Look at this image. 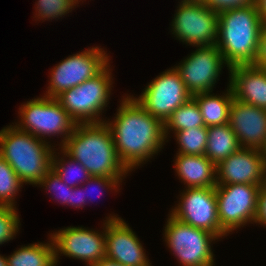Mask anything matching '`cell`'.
Listing matches in <instances>:
<instances>
[{
    "mask_svg": "<svg viewBox=\"0 0 266 266\" xmlns=\"http://www.w3.org/2000/svg\"><path fill=\"white\" fill-rule=\"evenodd\" d=\"M228 71L234 99L266 109V69L248 64L229 67Z\"/></svg>",
    "mask_w": 266,
    "mask_h": 266,
    "instance_id": "cell-18",
    "label": "cell"
},
{
    "mask_svg": "<svg viewBox=\"0 0 266 266\" xmlns=\"http://www.w3.org/2000/svg\"><path fill=\"white\" fill-rule=\"evenodd\" d=\"M93 266H126V265H123V264H121L117 261H114L112 259H109L107 257H103L101 260H99Z\"/></svg>",
    "mask_w": 266,
    "mask_h": 266,
    "instance_id": "cell-36",
    "label": "cell"
},
{
    "mask_svg": "<svg viewBox=\"0 0 266 266\" xmlns=\"http://www.w3.org/2000/svg\"><path fill=\"white\" fill-rule=\"evenodd\" d=\"M240 148L237 136L228 123L208 127V141L204 155L215 165H218Z\"/></svg>",
    "mask_w": 266,
    "mask_h": 266,
    "instance_id": "cell-21",
    "label": "cell"
},
{
    "mask_svg": "<svg viewBox=\"0 0 266 266\" xmlns=\"http://www.w3.org/2000/svg\"><path fill=\"white\" fill-rule=\"evenodd\" d=\"M255 65L266 69V24H263L261 28L260 49Z\"/></svg>",
    "mask_w": 266,
    "mask_h": 266,
    "instance_id": "cell-33",
    "label": "cell"
},
{
    "mask_svg": "<svg viewBox=\"0 0 266 266\" xmlns=\"http://www.w3.org/2000/svg\"><path fill=\"white\" fill-rule=\"evenodd\" d=\"M211 93L213 92L200 93L192 97L200 108L206 127L224 125L228 123L229 110L234 98L232 89L228 85L226 91L221 96Z\"/></svg>",
    "mask_w": 266,
    "mask_h": 266,
    "instance_id": "cell-20",
    "label": "cell"
},
{
    "mask_svg": "<svg viewBox=\"0 0 266 266\" xmlns=\"http://www.w3.org/2000/svg\"><path fill=\"white\" fill-rule=\"evenodd\" d=\"M21 187L18 175L0 155V206L16 207L15 198Z\"/></svg>",
    "mask_w": 266,
    "mask_h": 266,
    "instance_id": "cell-26",
    "label": "cell"
},
{
    "mask_svg": "<svg viewBox=\"0 0 266 266\" xmlns=\"http://www.w3.org/2000/svg\"><path fill=\"white\" fill-rule=\"evenodd\" d=\"M103 231L81 227H66L51 233L55 248V262H59V255L82 260L86 266H93L105 257V223Z\"/></svg>",
    "mask_w": 266,
    "mask_h": 266,
    "instance_id": "cell-14",
    "label": "cell"
},
{
    "mask_svg": "<svg viewBox=\"0 0 266 266\" xmlns=\"http://www.w3.org/2000/svg\"><path fill=\"white\" fill-rule=\"evenodd\" d=\"M263 186L266 188V168H265V176H264V183Z\"/></svg>",
    "mask_w": 266,
    "mask_h": 266,
    "instance_id": "cell-39",
    "label": "cell"
},
{
    "mask_svg": "<svg viewBox=\"0 0 266 266\" xmlns=\"http://www.w3.org/2000/svg\"><path fill=\"white\" fill-rule=\"evenodd\" d=\"M124 178H108V177H95V176H91L83 185H81L83 187V196H84V205L87 203L86 202V199H89L90 201H92L91 197L90 198H86L84 195L85 192L89 187L90 185L92 187H94V190L97 189V187H99L98 189H106V190H115L116 192H118L120 189V184L122 183V180ZM85 185H88L87 187H85ZM96 186V188H95ZM87 188V189H86ZM93 189V188H92ZM89 190L86 191V193H89L88 192ZM101 191V190H100ZM103 191H101L98 196H102V193ZM91 193V192H90ZM88 197V196H87ZM93 202V201H92Z\"/></svg>",
    "mask_w": 266,
    "mask_h": 266,
    "instance_id": "cell-30",
    "label": "cell"
},
{
    "mask_svg": "<svg viewBox=\"0 0 266 266\" xmlns=\"http://www.w3.org/2000/svg\"><path fill=\"white\" fill-rule=\"evenodd\" d=\"M228 125L236 134L241 148L260 150L266 138V109L233 98Z\"/></svg>",
    "mask_w": 266,
    "mask_h": 266,
    "instance_id": "cell-17",
    "label": "cell"
},
{
    "mask_svg": "<svg viewBox=\"0 0 266 266\" xmlns=\"http://www.w3.org/2000/svg\"><path fill=\"white\" fill-rule=\"evenodd\" d=\"M122 99L114 119L105 123L111 130L117 156L130 173L158 155L168 140L160 119L148 113L133 95Z\"/></svg>",
    "mask_w": 266,
    "mask_h": 266,
    "instance_id": "cell-1",
    "label": "cell"
},
{
    "mask_svg": "<svg viewBox=\"0 0 266 266\" xmlns=\"http://www.w3.org/2000/svg\"><path fill=\"white\" fill-rule=\"evenodd\" d=\"M262 25L254 3L219 12L216 46L228 67L256 63Z\"/></svg>",
    "mask_w": 266,
    "mask_h": 266,
    "instance_id": "cell-3",
    "label": "cell"
},
{
    "mask_svg": "<svg viewBox=\"0 0 266 266\" xmlns=\"http://www.w3.org/2000/svg\"><path fill=\"white\" fill-rule=\"evenodd\" d=\"M108 64L99 74L83 83L63 91L56 97L62 108L76 124L101 123L113 87L112 68ZM110 68V69H109Z\"/></svg>",
    "mask_w": 266,
    "mask_h": 266,
    "instance_id": "cell-5",
    "label": "cell"
},
{
    "mask_svg": "<svg viewBox=\"0 0 266 266\" xmlns=\"http://www.w3.org/2000/svg\"><path fill=\"white\" fill-rule=\"evenodd\" d=\"M203 117L196 100L191 97L183 105L178 107L164 123V134L166 140L173 133L195 127H204ZM170 130V131H169Z\"/></svg>",
    "mask_w": 266,
    "mask_h": 266,
    "instance_id": "cell-23",
    "label": "cell"
},
{
    "mask_svg": "<svg viewBox=\"0 0 266 266\" xmlns=\"http://www.w3.org/2000/svg\"><path fill=\"white\" fill-rule=\"evenodd\" d=\"M98 46L68 56L50 71V82L44 96L56 98L87 79L99 74L110 62V55Z\"/></svg>",
    "mask_w": 266,
    "mask_h": 266,
    "instance_id": "cell-9",
    "label": "cell"
},
{
    "mask_svg": "<svg viewBox=\"0 0 266 266\" xmlns=\"http://www.w3.org/2000/svg\"><path fill=\"white\" fill-rule=\"evenodd\" d=\"M260 152L262 153V157L266 163V138L263 146L260 148Z\"/></svg>",
    "mask_w": 266,
    "mask_h": 266,
    "instance_id": "cell-37",
    "label": "cell"
},
{
    "mask_svg": "<svg viewBox=\"0 0 266 266\" xmlns=\"http://www.w3.org/2000/svg\"><path fill=\"white\" fill-rule=\"evenodd\" d=\"M225 64V65H224ZM223 66L226 65L216 45L197 46L175 69L179 72L188 92L193 96L212 92Z\"/></svg>",
    "mask_w": 266,
    "mask_h": 266,
    "instance_id": "cell-13",
    "label": "cell"
},
{
    "mask_svg": "<svg viewBox=\"0 0 266 266\" xmlns=\"http://www.w3.org/2000/svg\"><path fill=\"white\" fill-rule=\"evenodd\" d=\"M143 90L139 97L133 98L163 123L192 97L175 67L160 73Z\"/></svg>",
    "mask_w": 266,
    "mask_h": 266,
    "instance_id": "cell-11",
    "label": "cell"
},
{
    "mask_svg": "<svg viewBox=\"0 0 266 266\" xmlns=\"http://www.w3.org/2000/svg\"><path fill=\"white\" fill-rule=\"evenodd\" d=\"M20 121L15 127L47 142L48 137L59 136L60 147L66 142L76 127V122L62 108L56 98L41 96L30 99L19 106Z\"/></svg>",
    "mask_w": 266,
    "mask_h": 266,
    "instance_id": "cell-6",
    "label": "cell"
},
{
    "mask_svg": "<svg viewBox=\"0 0 266 266\" xmlns=\"http://www.w3.org/2000/svg\"><path fill=\"white\" fill-rule=\"evenodd\" d=\"M170 215L195 228L204 229L219 239L228 234L221 228L215 187L186 188Z\"/></svg>",
    "mask_w": 266,
    "mask_h": 266,
    "instance_id": "cell-12",
    "label": "cell"
},
{
    "mask_svg": "<svg viewBox=\"0 0 266 266\" xmlns=\"http://www.w3.org/2000/svg\"><path fill=\"white\" fill-rule=\"evenodd\" d=\"M266 228V188L262 185L258 194L255 222Z\"/></svg>",
    "mask_w": 266,
    "mask_h": 266,
    "instance_id": "cell-32",
    "label": "cell"
},
{
    "mask_svg": "<svg viewBox=\"0 0 266 266\" xmlns=\"http://www.w3.org/2000/svg\"><path fill=\"white\" fill-rule=\"evenodd\" d=\"M171 22V32L188 46L216 45L219 12L201 0H180Z\"/></svg>",
    "mask_w": 266,
    "mask_h": 266,
    "instance_id": "cell-8",
    "label": "cell"
},
{
    "mask_svg": "<svg viewBox=\"0 0 266 266\" xmlns=\"http://www.w3.org/2000/svg\"><path fill=\"white\" fill-rule=\"evenodd\" d=\"M266 163L259 149L240 148L216 165L217 185H263Z\"/></svg>",
    "mask_w": 266,
    "mask_h": 266,
    "instance_id": "cell-16",
    "label": "cell"
},
{
    "mask_svg": "<svg viewBox=\"0 0 266 266\" xmlns=\"http://www.w3.org/2000/svg\"><path fill=\"white\" fill-rule=\"evenodd\" d=\"M179 149L176 154L204 155L208 141V127H195L174 133Z\"/></svg>",
    "mask_w": 266,
    "mask_h": 266,
    "instance_id": "cell-25",
    "label": "cell"
},
{
    "mask_svg": "<svg viewBox=\"0 0 266 266\" xmlns=\"http://www.w3.org/2000/svg\"><path fill=\"white\" fill-rule=\"evenodd\" d=\"M205 5L221 12L227 9H233L236 7H244L254 3V0H201Z\"/></svg>",
    "mask_w": 266,
    "mask_h": 266,
    "instance_id": "cell-31",
    "label": "cell"
},
{
    "mask_svg": "<svg viewBox=\"0 0 266 266\" xmlns=\"http://www.w3.org/2000/svg\"><path fill=\"white\" fill-rule=\"evenodd\" d=\"M21 226L16 207L0 206V245L15 238Z\"/></svg>",
    "mask_w": 266,
    "mask_h": 266,
    "instance_id": "cell-29",
    "label": "cell"
},
{
    "mask_svg": "<svg viewBox=\"0 0 266 266\" xmlns=\"http://www.w3.org/2000/svg\"><path fill=\"white\" fill-rule=\"evenodd\" d=\"M174 170L185 188L216 187V165L205 155L176 154Z\"/></svg>",
    "mask_w": 266,
    "mask_h": 266,
    "instance_id": "cell-19",
    "label": "cell"
},
{
    "mask_svg": "<svg viewBox=\"0 0 266 266\" xmlns=\"http://www.w3.org/2000/svg\"><path fill=\"white\" fill-rule=\"evenodd\" d=\"M49 241L22 245L11 255L5 256L7 266H57L55 248L51 236Z\"/></svg>",
    "mask_w": 266,
    "mask_h": 266,
    "instance_id": "cell-22",
    "label": "cell"
},
{
    "mask_svg": "<svg viewBox=\"0 0 266 266\" xmlns=\"http://www.w3.org/2000/svg\"><path fill=\"white\" fill-rule=\"evenodd\" d=\"M49 143L17 129L14 123L0 130V155L25 185L37 186L52 169V156L56 148Z\"/></svg>",
    "mask_w": 266,
    "mask_h": 266,
    "instance_id": "cell-4",
    "label": "cell"
},
{
    "mask_svg": "<svg viewBox=\"0 0 266 266\" xmlns=\"http://www.w3.org/2000/svg\"><path fill=\"white\" fill-rule=\"evenodd\" d=\"M38 186L47 189L46 191H49L53 197L56 195L53 199H56L57 202L71 206L73 187L63 182L52 169L42 178Z\"/></svg>",
    "mask_w": 266,
    "mask_h": 266,
    "instance_id": "cell-28",
    "label": "cell"
},
{
    "mask_svg": "<svg viewBox=\"0 0 266 266\" xmlns=\"http://www.w3.org/2000/svg\"><path fill=\"white\" fill-rule=\"evenodd\" d=\"M58 148L60 149L59 152H61V156L63 157H59V152L56 153V150H54L52 156V170L68 186L74 188L78 185H83V183H85L91 177L90 173L79 161L72 159L60 147Z\"/></svg>",
    "mask_w": 266,
    "mask_h": 266,
    "instance_id": "cell-24",
    "label": "cell"
},
{
    "mask_svg": "<svg viewBox=\"0 0 266 266\" xmlns=\"http://www.w3.org/2000/svg\"><path fill=\"white\" fill-rule=\"evenodd\" d=\"M82 191V186H77L73 188V193L71 197V207L84 208V196Z\"/></svg>",
    "mask_w": 266,
    "mask_h": 266,
    "instance_id": "cell-34",
    "label": "cell"
},
{
    "mask_svg": "<svg viewBox=\"0 0 266 266\" xmlns=\"http://www.w3.org/2000/svg\"><path fill=\"white\" fill-rule=\"evenodd\" d=\"M105 257L126 266H152L140 239L121 217H106Z\"/></svg>",
    "mask_w": 266,
    "mask_h": 266,
    "instance_id": "cell-15",
    "label": "cell"
},
{
    "mask_svg": "<svg viewBox=\"0 0 266 266\" xmlns=\"http://www.w3.org/2000/svg\"><path fill=\"white\" fill-rule=\"evenodd\" d=\"M254 4L258 8L259 16L262 19V23L266 24V0H254Z\"/></svg>",
    "mask_w": 266,
    "mask_h": 266,
    "instance_id": "cell-35",
    "label": "cell"
},
{
    "mask_svg": "<svg viewBox=\"0 0 266 266\" xmlns=\"http://www.w3.org/2000/svg\"><path fill=\"white\" fill-rule=\"evenodd\" d=\"M164 229L167 247L181 266H214V254L211 245L219 238L204 229L185 224L170 214Z\"/></svg>",
    "mask_w": 266,
    "mask_h": 266,
    "instance_id": "cell-7",
    "label": "cell"
},
{
    "mask_svg": "<svg viewBox=\"0 0 266 266\" xmlns=\"http://www.w3.org/2000/svg\"><path fill=\"white\" fill-rule=\"evenodd\" d=\"M261 185L227 184L215 187L221 228L229 235L237 228L254 223Z\"/></svg>",
    "mask_w": 266,
    "mask_h": 266,
    "instance_id": "cell-10",
    "label": "cell"
},
{
    "mask_svg": "<svg viewBox=\"0 0 266 266\" xmlns=\"http://www.w3.org/2000/svg\"><path fill=\"white\" fill-rule=\"evenodd\" d=\"M0 266H7L6 257L0 254Z\"/></svg>",
    "mask_w": 266,
    "mask_h": 266,
    "instance_id": "cell-38",
    "label": "cell"
},
{
    "mask_svg": "<svg viewBox=\"0 0 266 266\" xmlns=\"http://www.w3.org/2000/svg\"><path fill=\"white\" fill-rule=\"evenodd\" d=\"M60 148L79 161L91 176L125 178L129 174L117 156L111 130L105 122L77 124Z\"/></svg>",
    "mask_w": 266,
    "mask_h": 266,
    "instance_id": "cell-2",
    "label": "cell"
},
{
    "mask_svg": "<svg viewBox=\"0 0 266 266\" xmlns=\"http://www.w3.org/2000/svg\"><path fill=\"white\" fill-rule=\"evenodd\" d=\"M82 0H38L35 5L36 19L50 20L59 19L72 11ZM38 17V18H37Z\"/></svg>",
    "mask_w": 266,
    "mask_h": 266,
    "instance_id": "cell-27",
    "label": "cell"
}]
</instances>
